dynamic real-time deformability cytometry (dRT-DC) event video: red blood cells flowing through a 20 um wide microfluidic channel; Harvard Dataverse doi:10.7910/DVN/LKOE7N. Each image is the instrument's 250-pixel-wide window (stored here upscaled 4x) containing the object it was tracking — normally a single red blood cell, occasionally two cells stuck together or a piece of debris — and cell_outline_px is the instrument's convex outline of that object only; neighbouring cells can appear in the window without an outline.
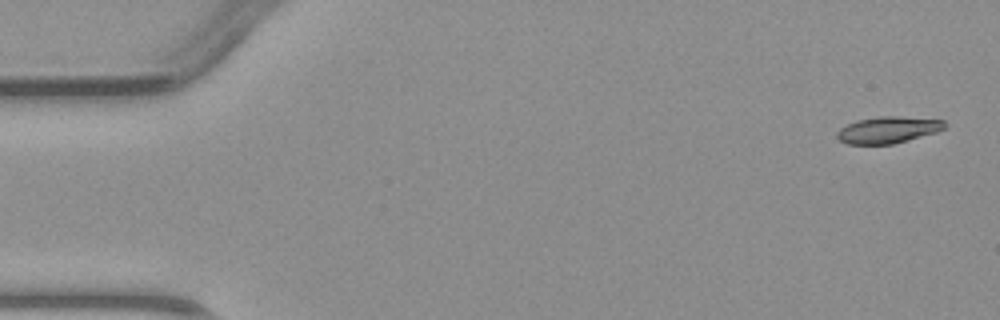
{"species": "common noctule bat (a hibernating species)", "species_latin": "Nyctalus noctula", "temperature_condition": "warm", "stored_images_in_passage": 4, "camera_frame_rate_fps": 3000, "um_per_image_px": 0.085, "animal": {"sex": "male", "body_mass_g": 23.1, "forearm_length_mm": 52.7}, "frame": {"image": 1, "passage_image": 1, "time_ms": 0.0, "image_size_px": [1000, 320], "cell_outline_px": [[948, 124], [944, 128], [936, 132], [908, 140], [892, 144], [848, 144], [840, 140], [836, 136], [836, 132], [840, 128], [856, 120], [880, 116], [896, 116], [944, 120]], "centroid_in_image_um": [75.47, 11.03], "position_along_channel_um": 9.5, "area_um2": 16.65}}
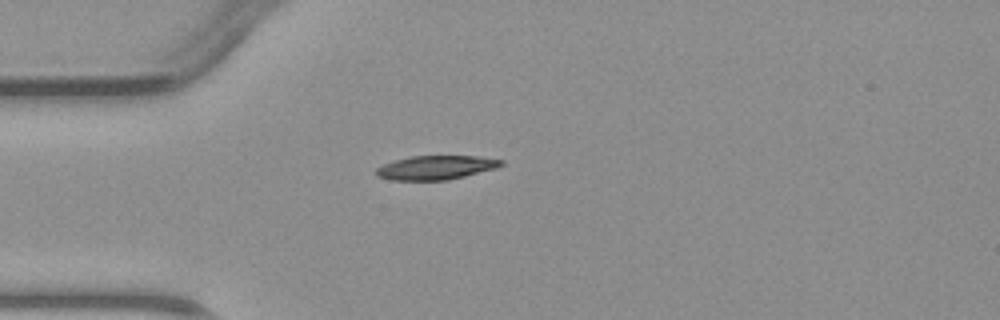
{"frame": {"image": 2, "passage_image": 4, "time_ms": 3.667, "image_size_px": [1000, 320], "cell_outline_px": [[504, 164], [496, 168], [448, 180], [392, 180], [376, 176], [376, 168], [384, 164], [396, 160], [412, 156], [476, 156], [504, 160]], "centroid_in_image_um": [37.06, 14.24], "position_along_channel_um": 47.9, "area_um2": 17.34}}